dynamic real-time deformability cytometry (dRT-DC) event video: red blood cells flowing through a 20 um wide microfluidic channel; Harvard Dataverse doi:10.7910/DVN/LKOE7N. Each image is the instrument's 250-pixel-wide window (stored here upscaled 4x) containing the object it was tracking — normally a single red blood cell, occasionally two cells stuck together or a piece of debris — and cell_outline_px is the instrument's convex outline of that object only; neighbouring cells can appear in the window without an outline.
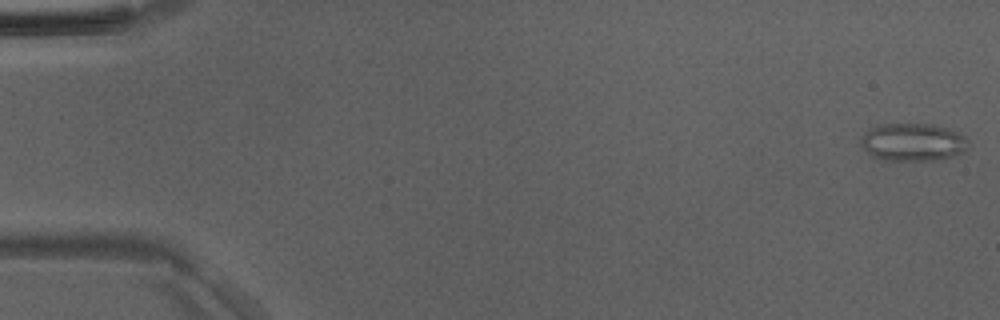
{"species": "Egyptian fruit bat (a non-hibernating species)", "species_latin": "Rousettus aegyptiacus", "temperature_condition": "room temperature", "stored_images_in_passage": 27, "camera_frame_rate_fps": 3000, "um_per_image_px": 0.085, "animal": {"sex": "male"}, "frame": {"image": 1, "passage_image": 1, "time_ms": 0.0, "image_size_px": [1000, 320], "cell_outline_px": [[964, 148], [960, 152], [952, 156], [932, 160], [884, 160], [872, 156], [860, 144], [860, 136], [868, 128], [880, 124], [932, 124], [956, 132], [964, 136]], "centroid_in_image_um": [77.46, 12.07], "position_along_channel_um": 7.5, "area_um2": 23.18}}
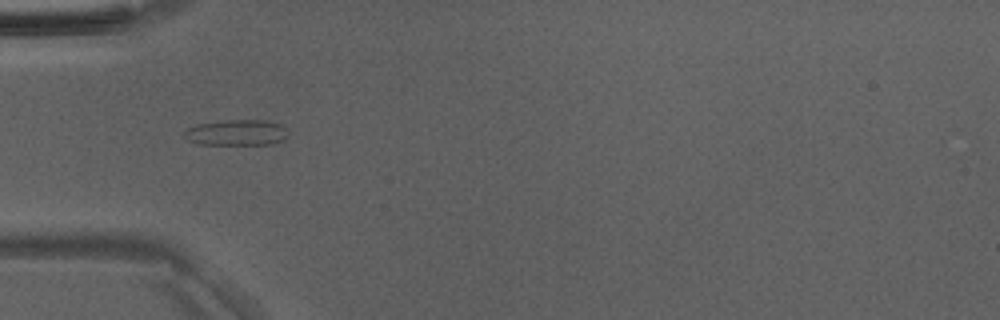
{"frame": {"image": 2, "passage_image": 16, "time_ms": 5.0, "image_size_px": [1000, 320], "cell_outline_px": [[288, 136], [284, 140], [272, 144], [196, 144], [188, 140], [184, 136], [184, 132], [188, 128], [196, 124], [220, 120], [268, 120], [280, 124], [284, 128]], "centroid_in_image_um": [20.09, 11.26], "position_along_channel_um": 64.9, "area_um2": 15.72}}
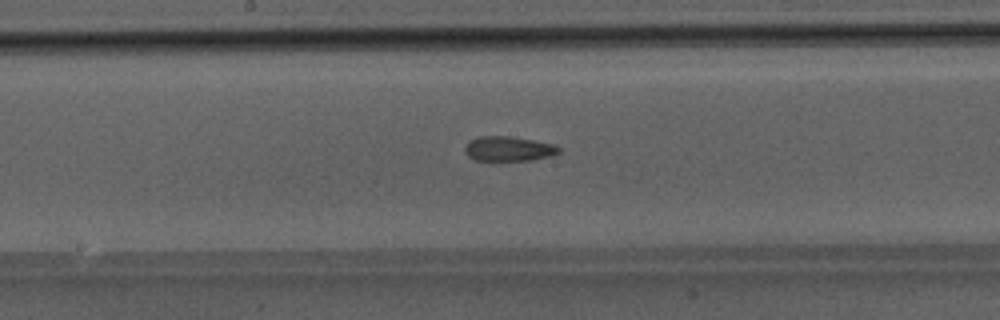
{"frame": {"image": 3, "passage_image": 26, "time_ms": 8.333, "image_size_px": [1000, 320], "cell_outline_px": [[560, 152], [552, 156], [532, 160], [492, 164], [476, 160], [468, 156], [464, 152], [464, 148], [468, 140], [480, 136], [508, 136], [532, 140], [552, 144], [560, 148]], "centroid_in_image_um": [43.16, 12.7], "position_along_channel_um": 205.0, "area_um2": 14.33}}